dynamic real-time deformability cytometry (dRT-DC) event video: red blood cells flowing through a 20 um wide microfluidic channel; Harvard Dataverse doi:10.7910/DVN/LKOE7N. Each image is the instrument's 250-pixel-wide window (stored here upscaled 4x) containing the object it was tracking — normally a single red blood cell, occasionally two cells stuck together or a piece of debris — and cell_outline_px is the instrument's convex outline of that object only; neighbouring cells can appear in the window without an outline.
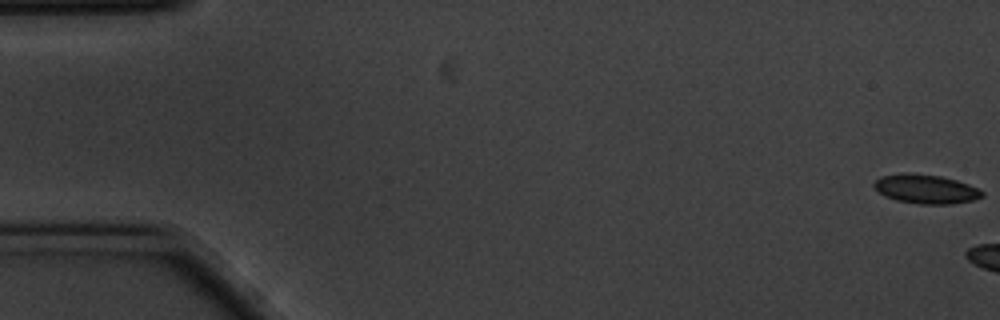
{"species": "common noctule bat (a hibernating species)", "species_latin": "Nyctalus noctula", "temperature_condition": "cold", "stored_images_in_passage": 9, "camera_frame_rate_fps": 3000, "um_per_image_px": 0.085, "animal": {"sex": "male", "body_mass_g": 20.1, "forearm_length_mm": 53.5}, "frame": {"image": 1, "passage_image": 1, "time_ms": 0.0, "image_size_px": [1000, 320], "cell_outline_px": [[984, 196], [972, 200], [952, 204], [920, 204], [896, 200], [884, 196], [872, 184], [880, 176], [904, 172], [908, 172], [940, 176], [956, 180], [968, 184], [984, 192]], "centroid_in_image_um": [78.68, 16.06], "position_along_channel_um": 6.3, "area_um2": 18.32}}